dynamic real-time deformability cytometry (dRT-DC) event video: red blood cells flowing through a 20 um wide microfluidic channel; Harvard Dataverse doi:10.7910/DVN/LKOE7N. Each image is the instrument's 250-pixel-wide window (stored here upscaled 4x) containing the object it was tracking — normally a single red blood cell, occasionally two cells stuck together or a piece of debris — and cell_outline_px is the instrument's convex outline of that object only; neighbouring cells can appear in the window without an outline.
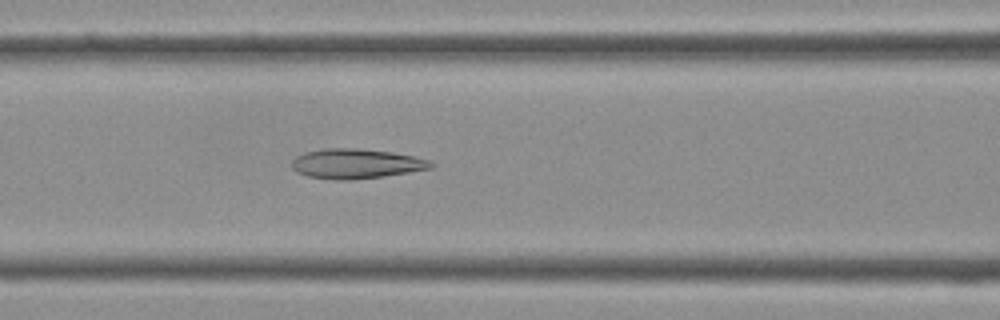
{"species": "Egyptian fruit bat (a non-hibernating species)", "species_latin": "Rousettus aegyptiacus", "temperature_condition": "cold", "stored_images_in_passage": 39, "camera_frame_rate_fps": 3000, "um_per_image_px": 0.085, "frame": {"image": 1, "passage_image": 16, "time_ms": 5.0, "image_size_px": [1000, 320], "cell_outline_px": [[436, 164], [432, 168], [384, 176], [352, 180], [332, 180], [308, 176], [296, 172], [292, 168], [292, 160], [296, 156], [304, 152], [324, 148], [356, 148], [392, 152], [412, 156], [428, 160]], "centroid_in_image_um": [30.23, 13.91], "position_along_channel_um": 136.4, "area_um2": 24.22}}
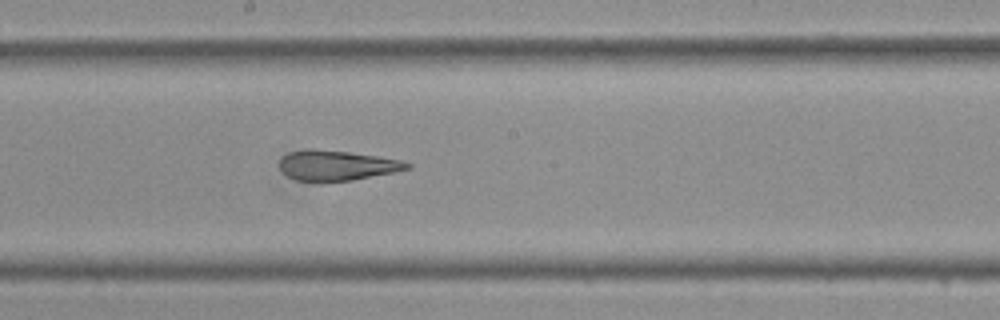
{"frame": {"image": 2, "passage_image": 21, "time_ms": 6.667, "image_size_px": [1000, 320], "cell_outline_px": [[412, 168], [352, 180], [296, 180], [288, 176], [280, 168], [280, 160], [288, 152], [308, 148], [348, 152], [404, 160], [412, 164]], "centroid_in_image_um": [28.65, 14.04], "position_along_channel_um": 219.6, "area_um2": 21.96}}
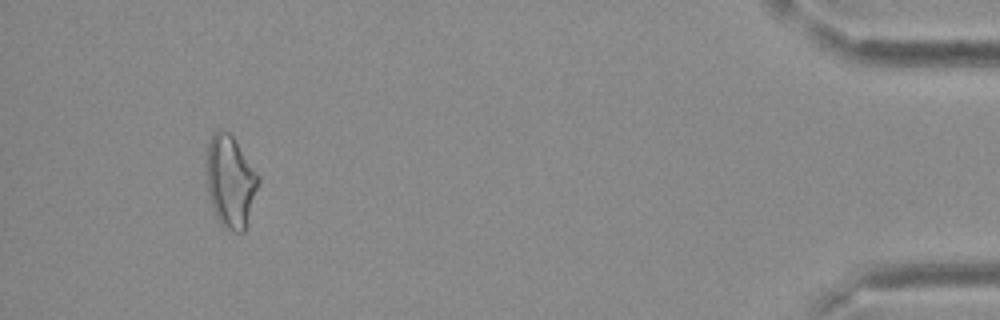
{"frame": {"image": 3, "passage_image": 37, "time_ms": 12.0, "image_size_px": [1000, 320], "cell_outline_px": [[260, 180], [244, 232], [232, 232], [224, 228], [220, 224], [212, 208], [208, 192], [208, 144], [212, 132], [216, 128], [220, 128], [228, 132], [232, 136], [260, 176]], "centroid_in_image_um": [19.59, 15.43], "position_along_channel_um": 415.6, "area_um2": 27.63}}